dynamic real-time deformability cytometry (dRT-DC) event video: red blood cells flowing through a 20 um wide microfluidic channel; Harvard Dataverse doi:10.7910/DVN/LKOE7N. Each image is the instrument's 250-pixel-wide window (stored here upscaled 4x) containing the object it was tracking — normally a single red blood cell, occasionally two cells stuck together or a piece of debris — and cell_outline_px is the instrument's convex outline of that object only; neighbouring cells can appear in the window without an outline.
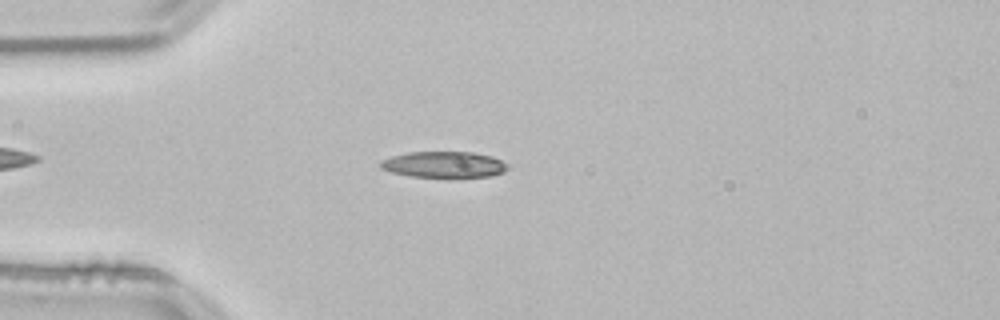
{"species": "common noctule bat (a hibernating species)", "species_latin": "Nyctalus noctula", "temperature_condition": "room temperature", "stored_images_in_passage": 51, "camera_frame_rate_fps": 3000, "um_per_image_px": 0.085, "animal": {"sex": "male", "body_mass_g": 21.5, "forearm_length_mm": 52.0}, "frame": {"image": 1, "passage_image": 12, "time_ms": 3.667, "image_size_px": [1000, 320], "cell_outline_px": [[512, 168], [504, 172], [488, 176], [452, 180], [448, 180], [408, 176], [392, 172], [380, 168], [380, 160], [392, 156], [408, 152], [472, 152], [492, 156], [508, 164]], "centroid_in_image_um": [37.77, 14.04], "position_along_channel_um": 47.2, "area_um2": 20.4}}
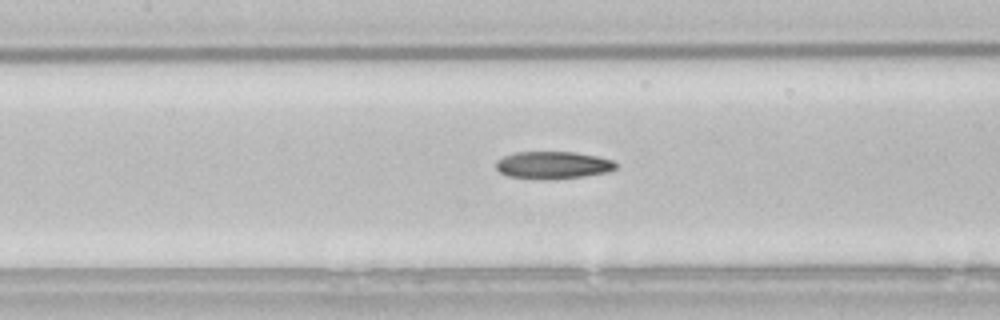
{"frame": {"image": 2, "passage_image": 22, "time_ms": 7.0, "image_size_px": [1000, 320], "cell_outline_px": [[616, 168], [608, 172], [584, 176], [556, 180], [532, 180], [508, 176], [500, 172], [496, 168], [496, 160], [512, 152], [576, 152], [596, 156], [612, 160], [616, 164]], "centroid_in_image_um": [46.96, 14.05], "position_along_channel_um": 160.4, "area_um2": 19.54}}
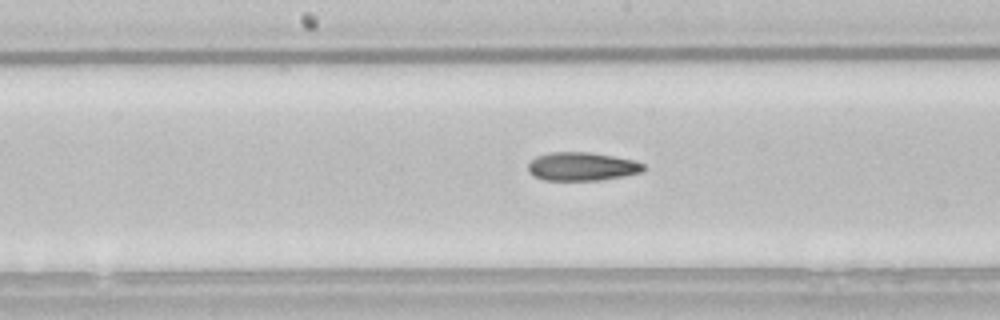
{"frame": {"image": 3, "passage_image": 25, "time_ms": 8.0, "image_size_px": [1000, 320], "cell_outline_px": [[644, 168], [640, 172], [600, 180], [544, 180], [532, 176], [528, 172], [528, 164], [536, 156], [552, 152], [588, 152], [612, 156], [632, 160], [644, 164]], "centroid_in_image_um": [49.39, 14.15], "position_along_channel_um": 198.8, "area_um2": 18.9}, "authors_computed_cell_mechanics": {"area_um2": 19.3052, "velocity_mm_per_s": 3.8378, "shape_relaxation_time_tau1_ms": 9.3959, "shape_relaxation_time_tau2_ms": 2.0, "deformation_change_tau1": 0.233, "deformation_change_tau2": 0.0966}}